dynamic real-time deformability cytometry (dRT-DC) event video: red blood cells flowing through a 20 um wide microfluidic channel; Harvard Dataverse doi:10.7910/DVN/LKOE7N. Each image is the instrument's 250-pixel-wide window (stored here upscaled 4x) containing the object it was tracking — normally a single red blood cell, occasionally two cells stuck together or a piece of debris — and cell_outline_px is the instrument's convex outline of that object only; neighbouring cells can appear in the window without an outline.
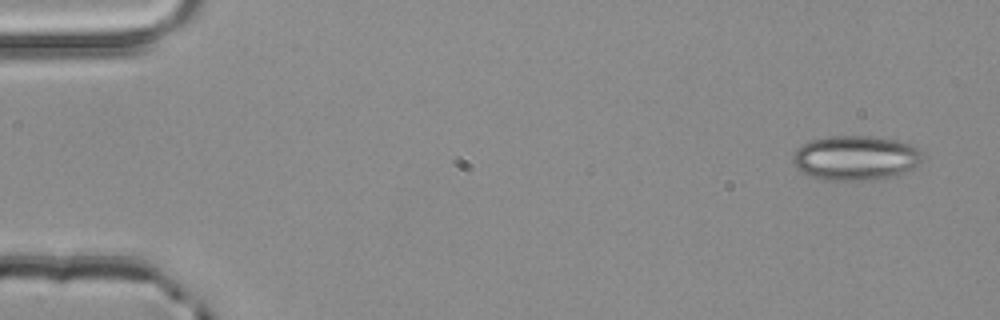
{"species": "common noctule bat (a hibernating species)", "species_latin": "Nyctalus noctula", "temperature_condition": "room temperature", "stored_images_in_passage": 2, "camera_frame_rate_fps": 3000, "um_per_image_px": 0.085, "animal": {"sex": "male", "body_mass_g": 20.4}, "frame": {"image": 1, "passage_image": 1, "time_ms": 0.0, "image_size_px": [1000, 320], "cell_outline_px": [[924, 156], [912, 168], [896, 176], [884, 180], [824, 180], [808, 176], [792, 160], [792, 156], [796, 148], [800, 144], [812, 140], [828, 136], [872, 136], [900, 140], [912, 144]], "centroid_in_image_um": [72.73, 13.42], "position_along_channel_um": 12.3, "area_um2": 34.04}}